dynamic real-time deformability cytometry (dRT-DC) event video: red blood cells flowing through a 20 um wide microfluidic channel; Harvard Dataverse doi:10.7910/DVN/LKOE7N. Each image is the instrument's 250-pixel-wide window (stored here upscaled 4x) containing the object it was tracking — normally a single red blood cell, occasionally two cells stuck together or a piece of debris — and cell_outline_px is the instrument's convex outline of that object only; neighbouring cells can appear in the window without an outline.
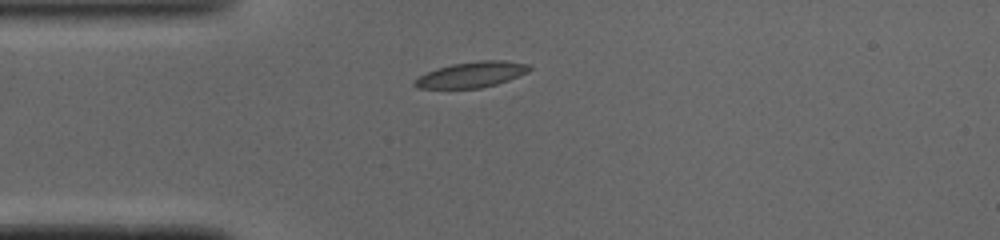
{"species": "common noctule bat (a hibernating species)", "species_latin": "Nyctalus noctula", "temperature_condition": "cold", "stored_images_in_passage": 33, "camera_frame_rate_fps": 3000, "um_per_image_px": 0.085, "animal": {"sex": "male", "body_mass_g": 19.0, "forearm_length_mm": 50.8}, "frame": {"image": 1, "passage_image": 1, "time_ms": 0.0, "image_size_px": [1000, 240], "cell_outline_px": [[532, 68], [528, 72], [508, 80], [496, 84], [480, 88], [416, 88], [412, 84], [420, 76], [436, 68], [452, 64], [480, 60], [504, 60], [528, 64]], "centroid_in_image_um": [40.1, 6.33], "position_along_channel_um": 44.9, "area_um2": 17.05}}
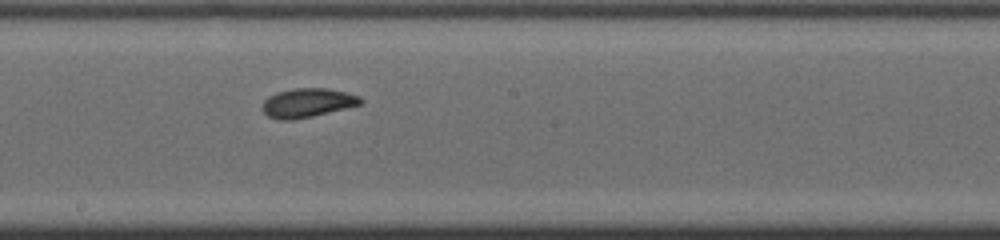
{"frame": {"image": 2, "passage_image": 15, "time_ms": 4.667, "image_size_px": [1000, 240], "cell_outline_px": [[364, 100], [360, 104], [312, 116], [292, 120], [280, 120], [268, 116], [264, 112], [264, 100], [268, 96], [276, 92], [292, 88], [328, 88], [360, 96]], "centroid_in_image_um": [26.12, 8.73], "position_along_channel_um": 222.1, "area_um2": 16.42}}
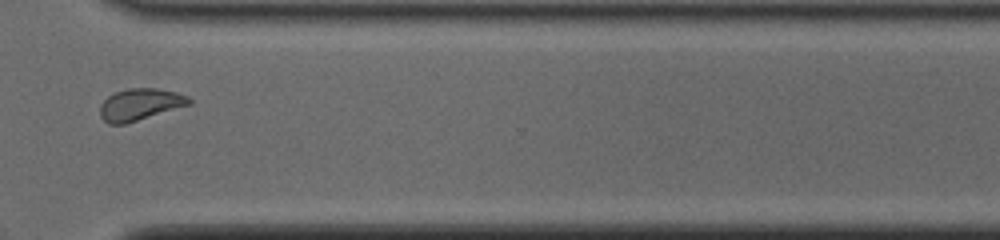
{"frame": {"image": 3, "passage_image": 25, "time_ms": 8.0, "image_size_px": [1000, 240], "cell_outline_px": [[192, 104], [124, 124], [108, 124], [100, 116], [100, 104], [112, 92], [128, 88], [156, 88], [176, 92], [188, 96], [192, 100]], "centroid_in_image_um": [11.89, 8.86], "position_along_channel_um": 358.7, "area_um2": 16.59}, "authors_computed_cell_mechanics": {"area_um2": 16.8776, "velocity_mm_per_s": 4.0712, "shape_relaxation_time_tau1_ms": 2.9338, "shape_relaxation_time_tau2_ms": 4.7926, "deformation_change_tau1": 0.1172, "deformation_change_tau2": 0.0952}}